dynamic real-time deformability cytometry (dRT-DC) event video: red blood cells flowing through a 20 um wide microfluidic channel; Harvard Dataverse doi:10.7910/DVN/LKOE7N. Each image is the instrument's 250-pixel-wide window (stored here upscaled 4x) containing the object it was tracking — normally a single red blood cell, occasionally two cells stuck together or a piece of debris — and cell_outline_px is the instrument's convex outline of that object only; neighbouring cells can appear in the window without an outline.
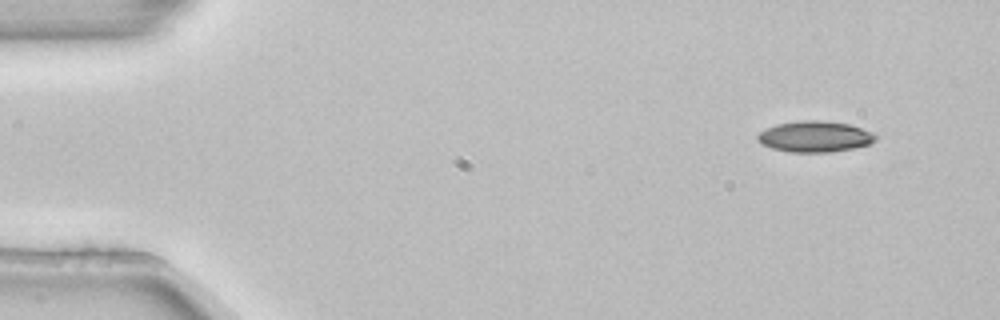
{"species": "common noctule bat (a hibernating species)", "species_latin": "Nyctalus noctula", "temperature_condition": "room temperature", "stored_images_in_passage": 4, "camera_frame_rate_fps": 3000, "um_per_image_px": 0.085, "animal": {"sex": "female", "body_mass_g": 22.7, "forearm_length_mm": 54.2}, "frame": {"image": 1, "passage_image": 1, "time_ms": 0.0, "image_size_px": [1000, 320], "cell_outline_px": [[876, 140], [872, 144], [832, 152], [792, 152], [772, 148], [756, 140], [756, 136], [760, 132], [776, 124], [800, 120], [820, 120], [848, 124], [872, 132], [876, 136]], "centroid_in_image_um": [69.27, 11.61], "position_along_channel_um": 15.7, "area_um2": 21.21}}
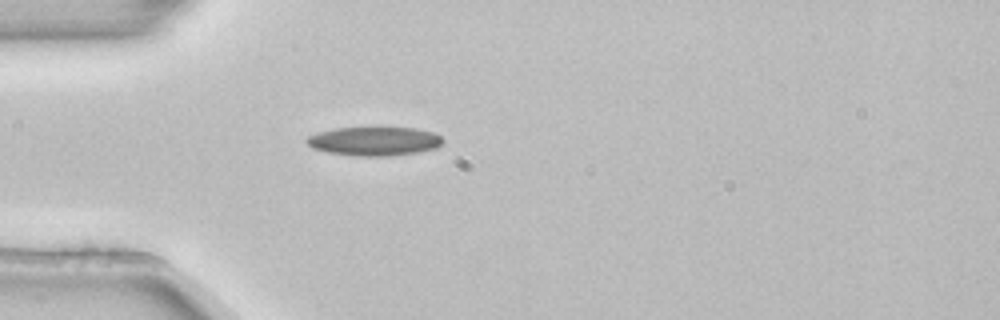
{"frame": {"image": 2, "passage_image": 4, "time_ms": 1.0, "image_size_px": [1000, 320], "cell_outline_px": [[444, 140], [436, 148], [416, 152], [388, 156], [360, 156], [328, 152], [312, 148], [304, 140], [308, 136], [332, 128], [416, 128], [432, 132], [440, 136]], "centroid_in_image_um": [31.8, 12.0], "position_along_channel_um": 53.2, "area_um2": 22.66}}